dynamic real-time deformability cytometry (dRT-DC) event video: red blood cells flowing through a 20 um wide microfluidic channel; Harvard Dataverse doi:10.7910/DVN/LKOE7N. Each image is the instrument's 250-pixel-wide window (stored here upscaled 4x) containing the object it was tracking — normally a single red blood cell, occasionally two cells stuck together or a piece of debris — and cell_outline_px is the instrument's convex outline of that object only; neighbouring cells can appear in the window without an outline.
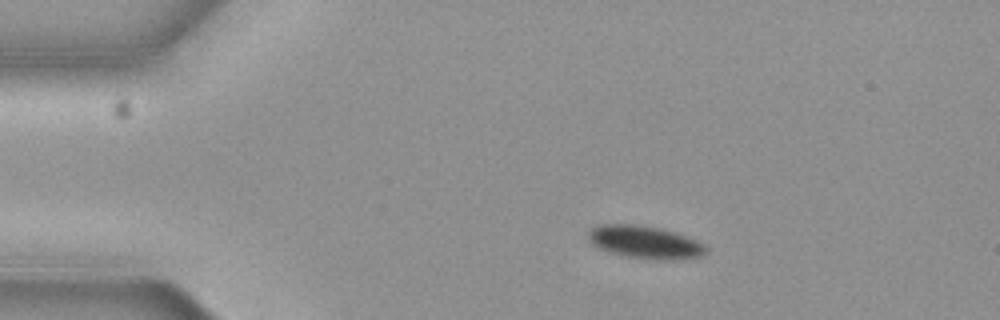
{"species": "common noctule bat (a hibernating species)", "species_latin": "Nyctalus noctula", "temperature_condition": "cold", "stored_images_in_passage": 9, "camera_frame_rate_fps": 3000, "um_per_image_px": 0.085, "animal": {"sex": "female", "body_mass_g": 19.3, "forearm_length_mm": 54.1}, "frame": {"image": 1, "passage_image": 3, "time_ms": 0.667, "image_size_px": [1000, 320], "cell_outline_px": [[708, 252], [704, 256], [672, 260], [644, 260], [624, 256], [608, 252], [592, 244], [588, 240], [588, 232], [596, 224], [640, 224], [660, 228], [696, 240], [704, 244], [708, 248]], "centroid_in_image_um": [54.81, 20.6], "position_along_channel_um": 30.2, "area_um2": 22.89}}
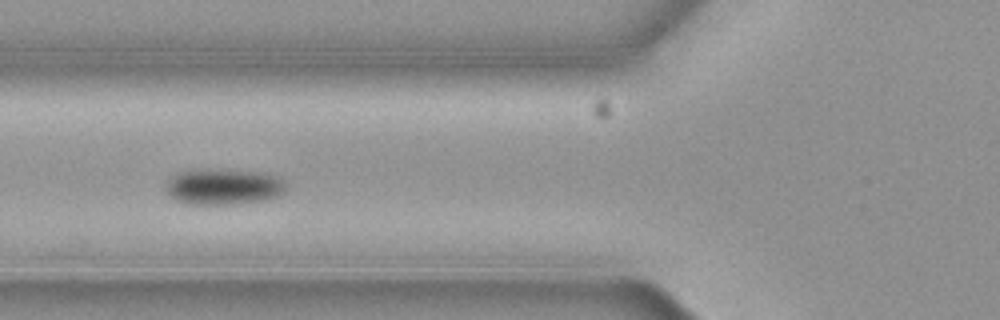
{"frame": {"image": 2, "passage_image": 6, "time_ms": 1.667, "image_size_px": [1000, 320], "cell_outline_px": [[288, 188], [284, 192], [276, 196], [264, 200], [236, 204], [188, 204], [176, 200], [164, 188], [164, 180], [180, 172], [196, 168], [208, 168], [260, 172], [276, 176], [284, 180], [288, 184]], "centroid_in_image_um": [18.98, 15.85], "position_along_channel_um": 106.8, "area_um2": 25.72}}
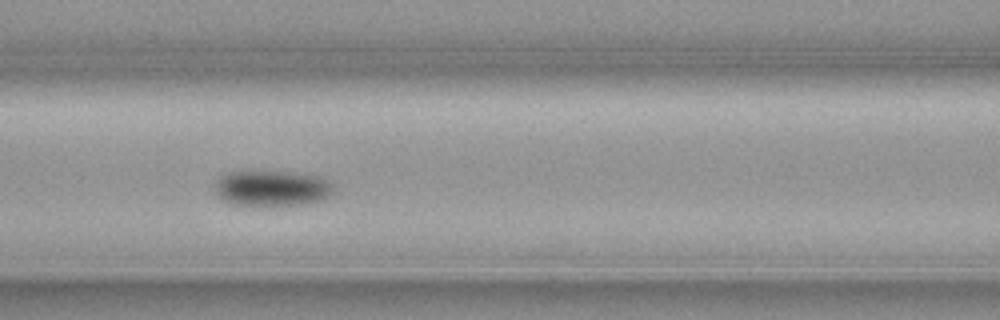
{"frame": {"image": 3, "passage_image": 7, "time_ms": 2.0, "image_size_px": [1000, 320], "cell_outline_px": [[332, 192], [328, 196], [320, 200], [304, 204], [260, 208], [232, 204], [216, 196], [216, 180], [224, 172], [288, 172], [316, 176], [328, 180], [332, 184]], "centroid_in_image_um": [23.05, 16.05], "position_along_channel_um": 143.5, "area_um2": 25.09}}